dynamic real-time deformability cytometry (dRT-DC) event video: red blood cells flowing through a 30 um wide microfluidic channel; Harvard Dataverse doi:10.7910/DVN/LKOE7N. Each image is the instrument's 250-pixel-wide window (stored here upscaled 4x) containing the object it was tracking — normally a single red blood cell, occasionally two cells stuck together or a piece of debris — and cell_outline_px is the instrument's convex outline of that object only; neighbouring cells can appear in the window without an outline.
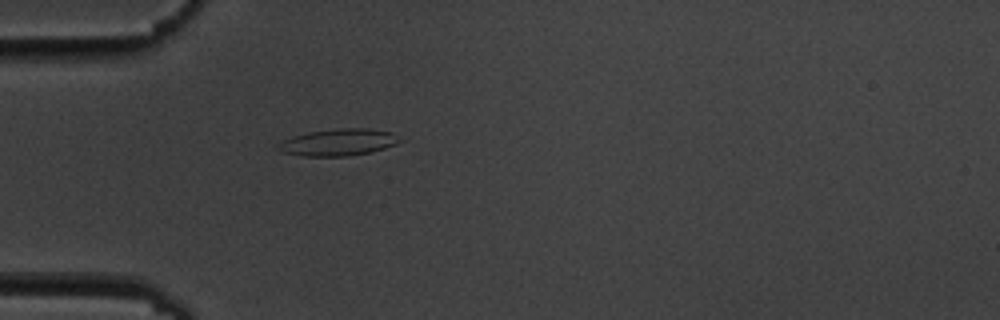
{"species": "common noctule bat (a hibernating species)", "species_latin": "Nyctalus noctula", "temperature_condition": "cold", "stored_images_in_passage": 1, "camera_frame_rate_fps": 3000, "um_per_image_px": 0.085, "animal": {"sex": "male", "body_mass_g": 19.5, "forearm_length_mm": 54.6}, "frame": {"image": 1, "passage_image": 1, "time_ms": 0.0, "image_size_px": [1000, 320], "cell_outline_px": [[404, 140], [396, 144], [372, 152], [348, 156], [300, 156], [280, 152], [276, 148], [276, 144], [292, 136], [308, 132], [340, 128], [368, 128], [392, 132]], "centroid_in_image_um": [28.75, 12.1], "position_along_channel_um": 56.2, "area_um2": 19.31}}